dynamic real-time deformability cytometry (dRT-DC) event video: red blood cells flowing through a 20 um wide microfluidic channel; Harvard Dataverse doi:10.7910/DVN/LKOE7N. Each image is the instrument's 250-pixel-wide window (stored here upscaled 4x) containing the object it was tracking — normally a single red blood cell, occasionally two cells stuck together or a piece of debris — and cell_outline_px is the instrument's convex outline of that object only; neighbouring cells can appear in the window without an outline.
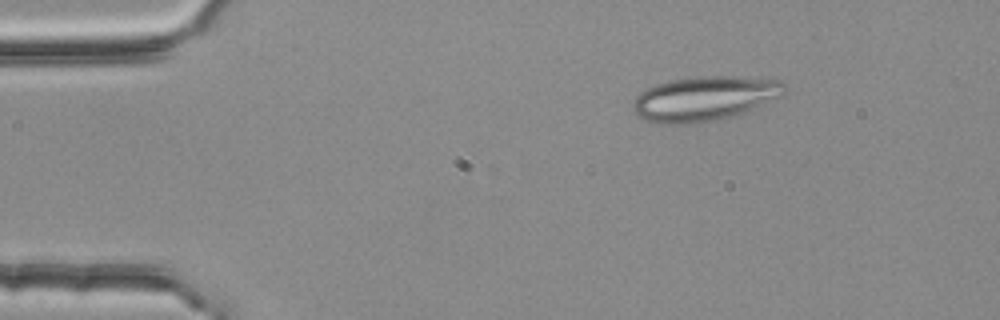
{"species": "common noctule bat (a hibernating species)", "species_latin": "Nyctalus noctula", "temperature_condition": "room temperature", "stored_images_in_passage": 2, "camera_frame_rate_fps": 3000, "um_per_image_px": 0.085, "animal": {"sex": "female", "body_mass_g": 25.1}, "frame": {"image": 1, "passage_image": 1, "time_ms": 0.0, "image_size_px": [1000, 320], "cell_outline_px": [[788, 88], [784, 96], [732, 116], [716, 120], [680, 124], [660, 124], [644, 120], [632, 112], [632, 100], [640, 92], [656, 84], [668, 80], [700, 76], [732, 76], [780, 80]], "centroid_in_image_um": [59.86, 8.37], "position_along_channel_um": 25.1, "area_um2": 39.59}}